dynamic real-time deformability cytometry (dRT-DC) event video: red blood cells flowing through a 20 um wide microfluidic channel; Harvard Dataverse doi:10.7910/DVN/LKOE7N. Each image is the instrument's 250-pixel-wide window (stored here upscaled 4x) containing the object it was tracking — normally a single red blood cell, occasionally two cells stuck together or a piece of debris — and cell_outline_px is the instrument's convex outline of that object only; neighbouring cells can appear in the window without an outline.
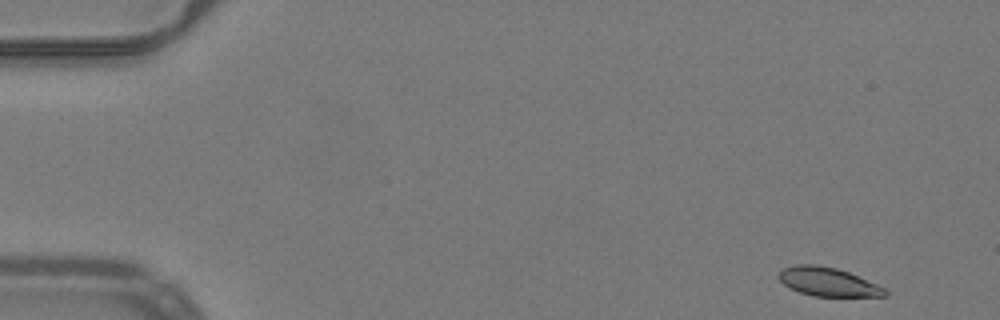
{"species": "common noctule bat (a hibernating species)", "species_latin": "Nyctalus noctula", "temperature_condition": "warm", "stored_images_in_passage": 50, "camera_frame_rate_fps": 3000, "um_per_image_px": 0.085, "animal": {"sex": "male", "body_mass_g": 19.2, "forearm_length_mm": 51.8}, "frame": {"image": 1, "passage_image": 1, "time_ms": 0.0, "image_size_px": [1000, 320], "cell_outline_px": [[888, 296], [812, 296], [800, 292], [784, 284], [780, 280], [780, 272], [784, 268], [792, 264], [816, 264], [836, 268], [848, 272], [876, 284], [884, 288], [888, 292]], "centroid_in_image_um": [70.38, 23.95], "position_along_channel_um": 14.6, "area_um2": 17.51}}
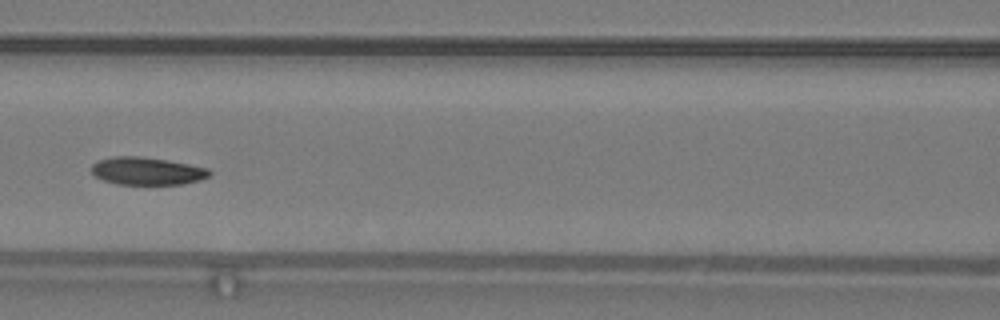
{"frame": {"image": 2, "passage_image": 21, "time_ms": 6.667, "image_size_px": [1000, 320], "cell_outline_px": [[212, 172], [208, 176], [200, 180], [184, 184], [116, 184], [104, 180], [96, 176], [92, 172], [92, 164], [100, 160], [112, 156], [140, 156], [168, 160], [208, 168]], "centroid_in_image_um": [12.51, 14.53], "position_along_channel_um": 154.1, "area_um2": 18.96}}
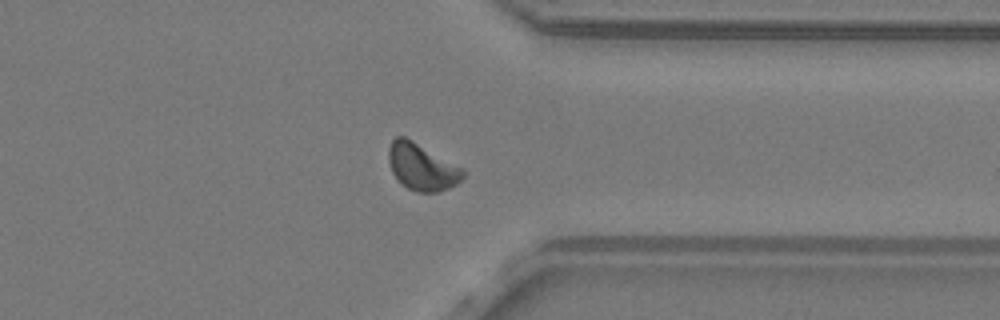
{"frame": {"image": 3, "passage_image": 38, "time_ms": 12.333, "image_size_px": [1000, 320], "cell_outline_px": [[464, 176], [456, 184], [448, 188], [436, 192], [416, 192], [408, 188], [392, 172], [388, 160], [388, 148], [392, 140], [396, 136], [404, 136], [412, 140], [464, 168]], "centroid_in_image_um": [35.86, 14.17], "position_along_channel_um": 375.5, "area_um2": 20.11}}